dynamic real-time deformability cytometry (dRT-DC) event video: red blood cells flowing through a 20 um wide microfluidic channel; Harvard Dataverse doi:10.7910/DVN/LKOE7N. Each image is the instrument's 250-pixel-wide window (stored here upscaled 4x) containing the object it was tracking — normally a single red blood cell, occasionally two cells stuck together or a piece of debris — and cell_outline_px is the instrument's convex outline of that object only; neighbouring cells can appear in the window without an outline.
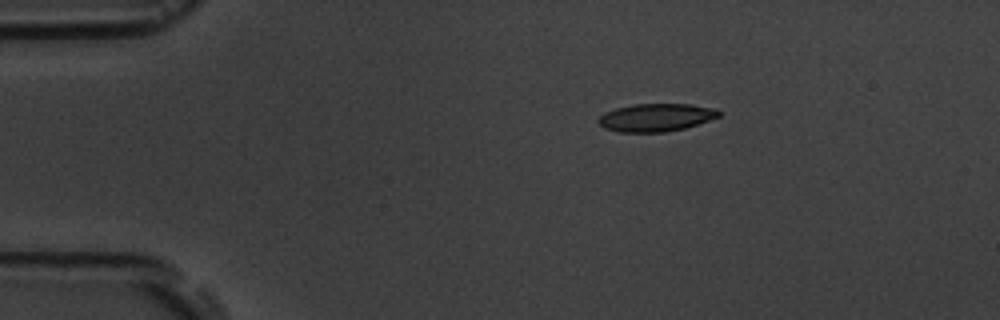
{"species": "common noctule bat (a hibernating species)", "species_latin": "Nyctalus noctula", "temperature_condition": "room temperature", "stored_images_in_passage": 4, "camera_frame_rate_fps": 3000, "um_per_image_px": 0.085, "animal": {"sex": "male", "body_mass_g": 19.5, "forearm_length_mm": 54.6}, "frame": {"image": 1, "passage_image": 1, "time_ms": 0.0, "image_size_px": [1000, 320], "cell_outline_px": [[720, 116], [684, 128], [664, 132], [620, 132], [604, 128], [596, 120], [604, 112], [616, 108], [632, 104], [692, 104], [712, 108], [720, 112]], "centroid_in_image_um": [55.71, 9.98], "position_along_channel_um": 29.3, "area_um2": 19.42}}
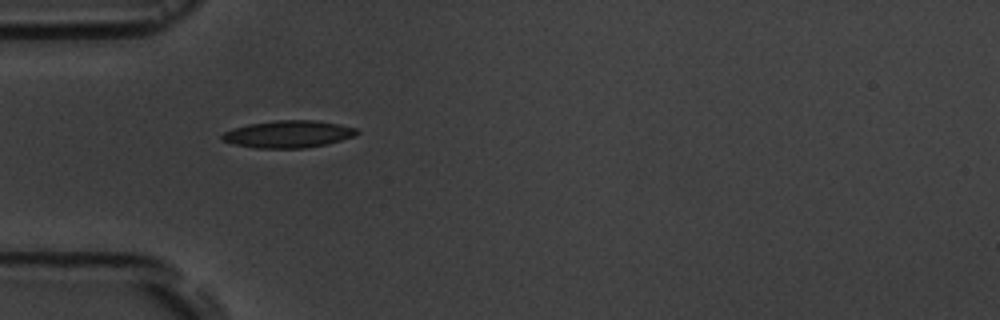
{"frame": {"image": 2, "passage_image": 3, "time_ms": 2.333, "image_size_px": [1000, 320], "cell_outline_px": [[360, 132], [356, 136], [324, 144], [304, 148], [256, 148], [232, 144], [224, 140], [220, 136], [224, 132], [232, 128], [248, 124], [276, 120], [316, 120], [340, 124], [356, 128]], "centroid_in_image_um": [24.5, 11.39], "position_along_channel_um": 60.5, "area_um2": 21.39}}
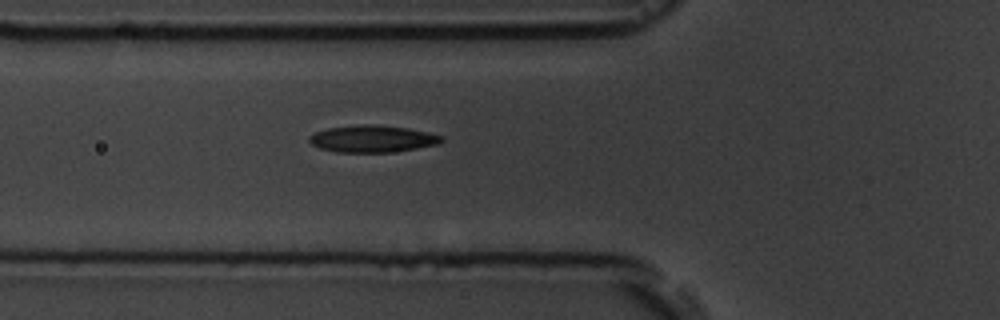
{"frame": {"image": 3, "passage_image": 4, "time_ms": 3.333, "image_size_px": [1000, 320], "cell_outline_px": [[444, 140], [440, 144], [416, 148], [388, 152], [336, 152], [320, 148], [312, 144], [308, 140], [308, 136], [316, 132], [328, 128], [360, 124], [372, 124], [408, 128], [428, 132], [444, 136]], "centroid_in_image_um": [31.67, 11.79], "position_along_channel_um": 94.1, "area_um2": 20.81}}